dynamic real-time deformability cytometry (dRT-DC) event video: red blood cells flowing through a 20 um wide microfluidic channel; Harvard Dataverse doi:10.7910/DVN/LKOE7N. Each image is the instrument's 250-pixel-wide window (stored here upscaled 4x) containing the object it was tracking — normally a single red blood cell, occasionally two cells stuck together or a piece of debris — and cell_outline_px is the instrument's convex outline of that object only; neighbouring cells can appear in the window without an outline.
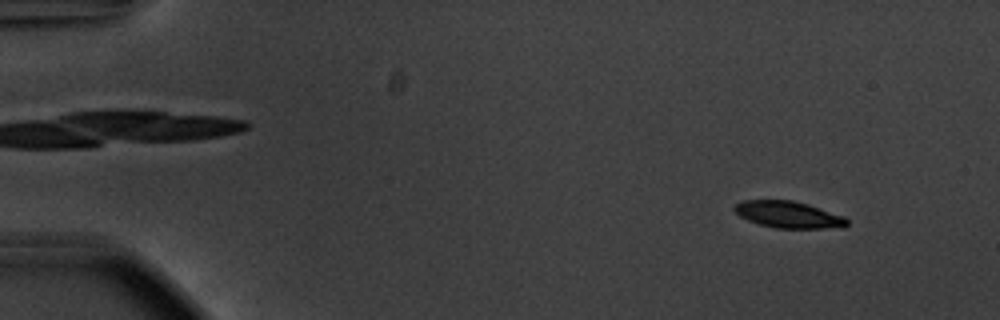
{"species": "common noctule bat (a hibernating species)", "species_latin": "Nyctalus noctula", "temperature_condition": "warm", "stored_images_in_passage": 55, "camera_frame_rate_fps": 3000, "um_per_image_px": 0.085, "animal": {"sex": "male", "body_mass_g": 20.1, "forearm_length_mm": 53.5}, "frame": {"image": 1, "passage_image": 5, "time_ms": 1.333, "image_size_px": [1000, 320], "cell_outline_px": [[848, 224], [844, 228], [776, 228], [760, 224], [748, 220], [740, 216], [732, 208], [736, 204], [744, 200], [792, 200], [808, 204], [844, 216], [848, 220]], "centroid_in_image_um": [67.05, 18.24], "position_along_channel_um": 18.0, "area_um2": 17.51}}
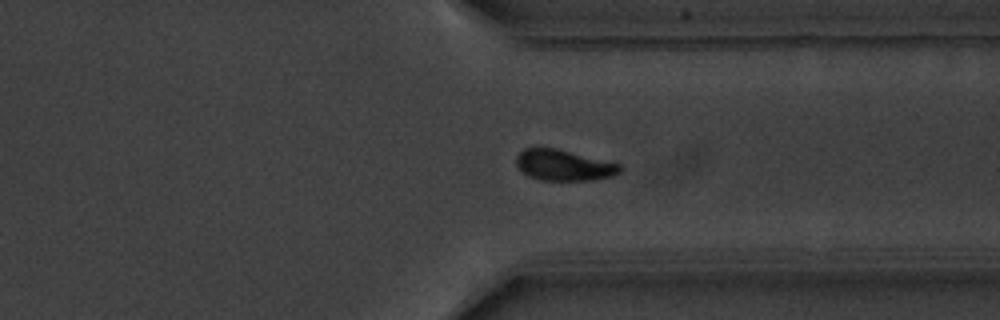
{"frame": {"image": 2, "passage_image": 42, "time_ms": 13.667, "image_size_px": [1000, 320], "cell_outline_px": [[624, 168], [620, 172], [612, 176], [592, 180], [540, 180], [528, 176], [516, 164], [516, 156], [524, 148], [556, 148], [620, 164]], "centroid_in_image_um": [47.93, 14.04], "position_along_channel_um": 363.5, "area_um2": 18.55}}
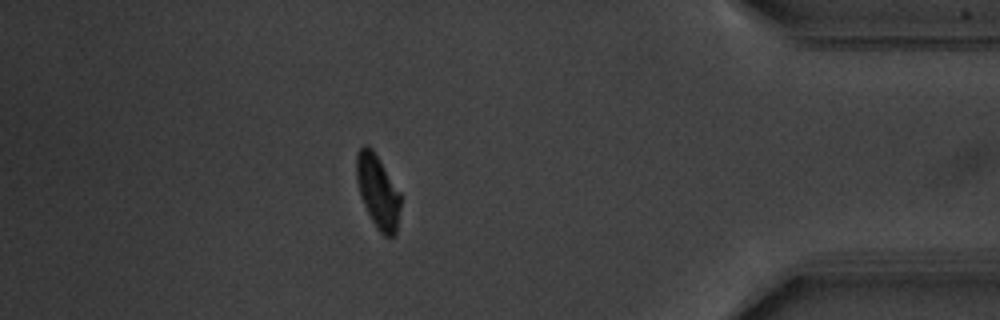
{"frame": {"image": 3, "passage_image": 48, "time_ms": 15.667, "image_size_px": [1000, 320], "cell_outline_px": [[400, 208], [396, 232], [392, 236], [384, 236], [376, 228], [360, 196], [356, 180], [356, 156], [360, 148], [364, 144], [368, 144], [372, 148], [400, 192]], "centroid_in_image_um": [32.1, 16.25], "position_along_channel_um": 403.1, "area_um2": 18.73}}